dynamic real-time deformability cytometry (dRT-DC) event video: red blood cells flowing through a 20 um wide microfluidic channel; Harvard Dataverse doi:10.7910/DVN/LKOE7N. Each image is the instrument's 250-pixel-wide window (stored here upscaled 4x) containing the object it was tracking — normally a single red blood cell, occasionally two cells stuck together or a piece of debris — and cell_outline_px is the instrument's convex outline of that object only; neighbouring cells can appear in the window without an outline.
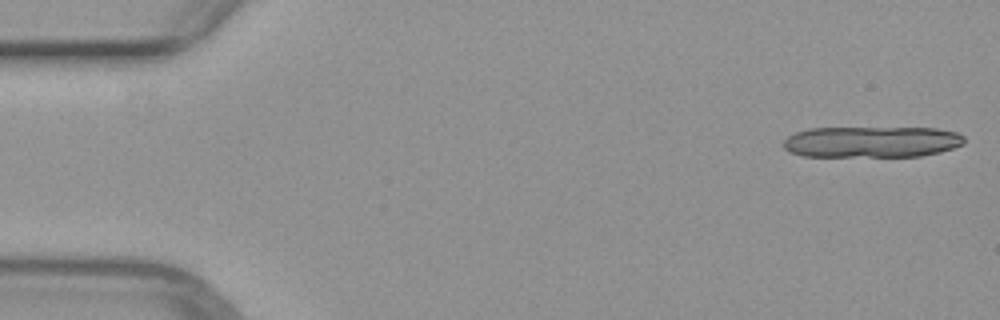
{"species": "common noctule bat (a hibernating species)", "species_latin": "Nyctalus noctula", "temperature_condition": "warm", "stored_images_in_passage": 11, "camera_frame_rate_fps": 3000, "um_per_image_px": 0.085, "animal": {"sex": "female", "body_mass_g": 29.2, "forearm_length_mm": 56.3}, "frame": {"image": 1, "passage_image": 1, "time_ms": 0.0, "image_size_px": [1000, 320], "cell_outline_px": [[964, 144], [940, 152], [920, 156], [804, 156], [788, 152], [784, 148], [784, 140], [788, 136], [796, 132], [808, 128], [936, 128], [960, 132], [964, 136]], "centroid_in_image_um": [74.11, 12.05], "position_along_channel_um": 10.9, "area_um2": 33.0}}